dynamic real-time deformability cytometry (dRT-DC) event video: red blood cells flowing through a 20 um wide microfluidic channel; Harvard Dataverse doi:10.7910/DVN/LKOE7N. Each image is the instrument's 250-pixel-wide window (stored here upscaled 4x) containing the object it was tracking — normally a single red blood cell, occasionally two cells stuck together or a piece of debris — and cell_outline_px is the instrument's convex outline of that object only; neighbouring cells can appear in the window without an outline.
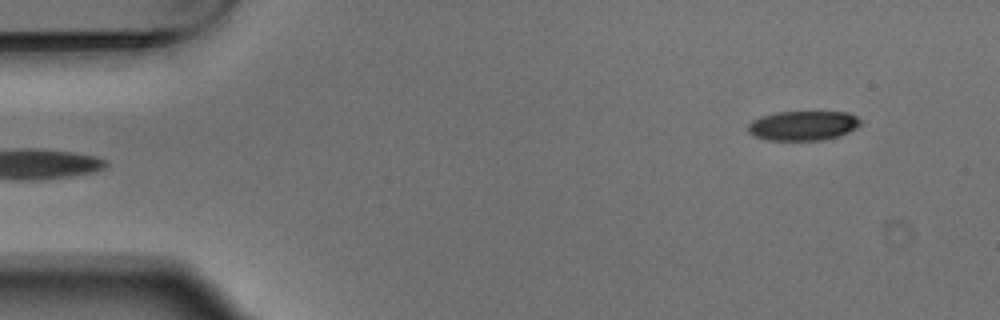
{"species": "Egyptian fruit bat (a non-hibernating species)", "species_latin": "Rousettus aegyptiacus", "temperature_condition": "warm", "stored_images_in_passage": 6, "segment_of_instrument_passage": [2, 2], "camera_frame_rate_fps": 3000, "um_per_image_px": 0.085, "animal": {"sex": "male"}, "frame": {"image": 1, "passage_image": 6, "time_ms": 1.667, "image_size_px": [1000, 320], "cell_outline_px": [[860, 124], [856, 128], [848, 132], [824, 140], [768, 140], [752, 136], [748, 132], [748, 124], [752, 120], [776, 112], [848, 112], [856, 116], [860, 120]], "centroid_in_image_um": [68.24, 10.68], "position_along_channel_um": 16.8, "area_um2": 19.31}}